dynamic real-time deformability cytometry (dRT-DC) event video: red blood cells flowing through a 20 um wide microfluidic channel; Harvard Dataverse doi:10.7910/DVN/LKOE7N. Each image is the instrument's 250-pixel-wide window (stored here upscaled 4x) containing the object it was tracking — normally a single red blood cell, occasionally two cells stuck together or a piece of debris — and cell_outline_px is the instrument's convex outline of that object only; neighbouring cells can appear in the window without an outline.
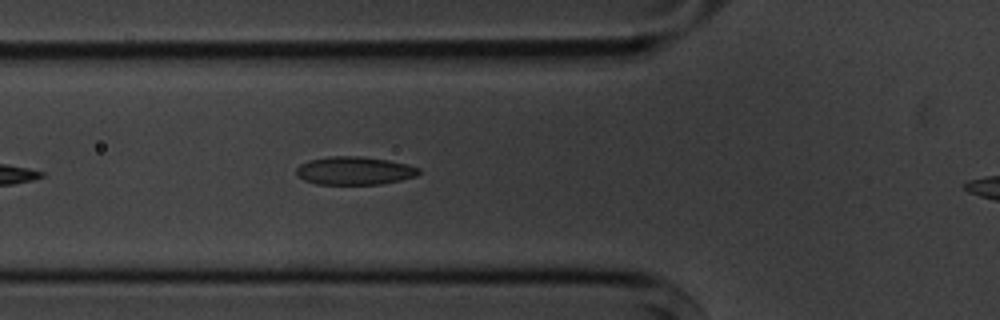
{"species": "common noctule bat (a hibernating species)", "species_latin": "Nyctalus noctula", "temperature_condition": "cold", "stored_images_in_passage": 7, "segment_of_instrument_passage": [1, 2], "camera_frame_rate_fps": 3000, "um_per_image_px": 0.085, "animal": {"sex": "male", "body_mass_g": 20.1, "forearm_length_mm": 53.5}, "frame": {"image": 1, "passage_image": 6, "time_ms": 5.667, "image_size_px": [1000, 320], "cell_outline_px": [[420, 172], [416, 176], [400, 180], [380, 184], [316, 184], [304, 180], [296, 176], [296, 168], [300, 164], [308, 160], [328, 156], [360, 156], [388, 160], [408, 164], [420, 168]], "centroid_in_image_um": [30.1, 14.5], "position_along_channel_um": 95.7, "area_um2": 20.23}}